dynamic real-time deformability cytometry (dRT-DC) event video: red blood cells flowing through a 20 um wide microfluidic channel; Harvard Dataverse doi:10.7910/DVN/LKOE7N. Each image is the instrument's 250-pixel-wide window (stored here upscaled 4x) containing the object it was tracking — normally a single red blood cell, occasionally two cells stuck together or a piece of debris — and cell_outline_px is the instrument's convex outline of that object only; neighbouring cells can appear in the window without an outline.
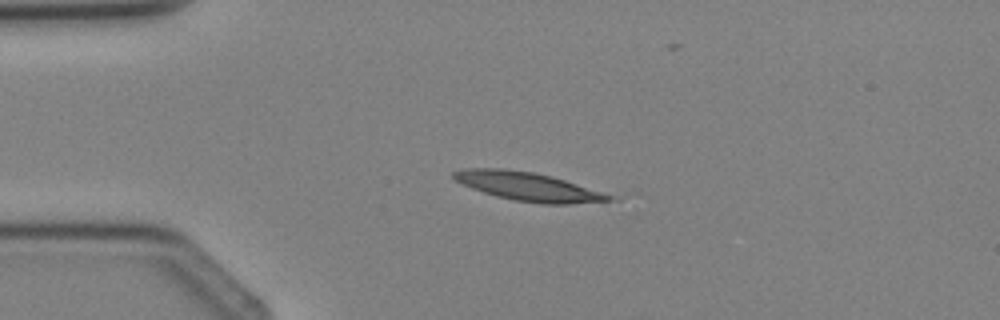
{"species": "Egyptian fruit bat (a non-hibernating species)", "species_latin": "Rousettus aegyptiacus", "temperature_condition": "cold", "stored_images_in_passage": 3, "camera_frame_rate_fps": 3000, "um_per_image_px": 0.085, "animal": {"sex": "female"}, "frame": {"image": 1, "passage_image": 3, "time_ms": 2.333, "image_size_px": [1000, 320], "cell_outline_px": [[620, 200], [568, 204], [544, 204], [516, 200], [496, 196], [472, 188], [456, 180], [452, 176], [452, 172], [464, 168], [504, 168], [532, 172], [552, 176], [620, 196]], "centroid_in_image_um": [45.03, 15.86], "position_along_channel_um": 40.0, "area_um2": 26.24}}